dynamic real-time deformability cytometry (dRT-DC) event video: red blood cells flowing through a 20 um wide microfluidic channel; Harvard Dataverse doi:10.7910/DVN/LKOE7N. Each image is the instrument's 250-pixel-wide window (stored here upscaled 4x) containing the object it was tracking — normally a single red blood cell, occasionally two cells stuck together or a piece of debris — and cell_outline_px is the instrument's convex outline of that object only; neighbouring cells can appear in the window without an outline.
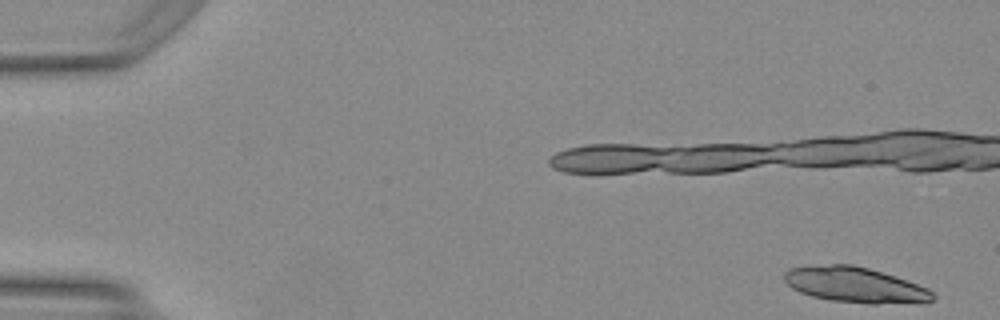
{"species": "Egyptian fruit bat (a non-hibernating species)", "species_latin": "Rousettus aegyptiacus", "temperature_condition": "warm", "stored_images_in_passage": 16, "camera_frame_rate_fps": 3000, "um_per_image_px": 0.085, "animal": {"sex": "female"}, "frame": {"image": 1, "passage_image": 1, "time_ms": 0.0, "image_size_px": [1000, 320], "cell_outline_px": [[936, 296], [932, 300], [924, 304], [868, 304], [832, 300], [812, 296], [800, 292], [792, 288], [784, 280], [784, 272], [788, 268], [832, 264], [852, 264], [868, 268], [928, 288]], "centroid_in_image_um": [72.72, 24.24], "position_along_channel_um": 12.3, "area_um2": 30.69}}